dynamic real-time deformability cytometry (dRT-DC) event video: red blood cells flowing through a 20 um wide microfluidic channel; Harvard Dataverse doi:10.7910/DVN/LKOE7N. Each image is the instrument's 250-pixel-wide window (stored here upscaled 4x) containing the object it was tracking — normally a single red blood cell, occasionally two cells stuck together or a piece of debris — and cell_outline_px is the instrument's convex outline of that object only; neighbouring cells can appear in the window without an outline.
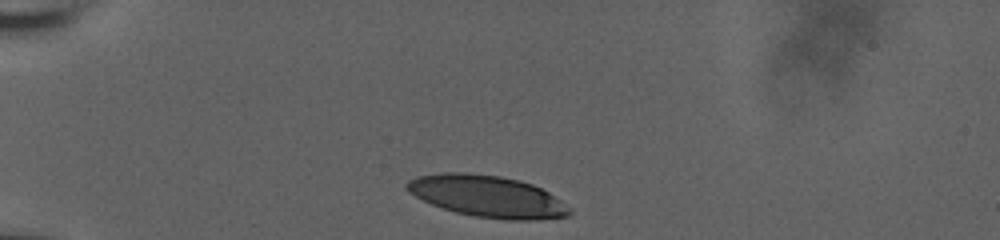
{"species": "human", "species_latin": "Homo sapiens", "temperature_condition": "room temperature", "stored_images_in_passage": 9, "camera_frame_rate_fps": 3000, "um_per_image_px": 0.085, "donor": {"sex": "male"}, "frame": {"image": 1, "passage_image": 1, "time_ms": 0.0, "image_size_px": [1000, 240], "cell_outline_px": [[572, 212], [568, 216], [536, 220], [508, 220], [472, 216], [456, 212], [432, 204], [408, 192], [404, 188], [404, 184], [408, 180], [416, 176], [440, 172], [468, 172], [500, 176], [520, 180], [532, 184], [548, 192], [572, 208]], "centroid_in_image_um": [41.41, 16.68], "position_along_channel_um": 43.6, "area_um2": 39.77}}
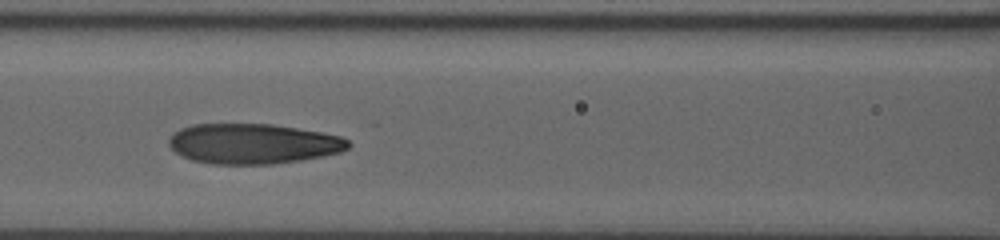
{"frame": {"image": 2, "passage_image": 6, "time_ms": 1.667, "image_size_px": [1000, 240], "cell_outline_px": [[352, 144], [348, 148], [340, 152], [300, 160], [272, 164], [212, 164], [192, 160], [176, 152], [168, 144], [168, 136], [180, 128], [192, 124], [272, 124], [320, 132], [340, 136], [348, 140]], "centroid_in_image_um": [21.48, 12.21], "position_along_channel_um": 145.1, "area_um2": 41.96}}
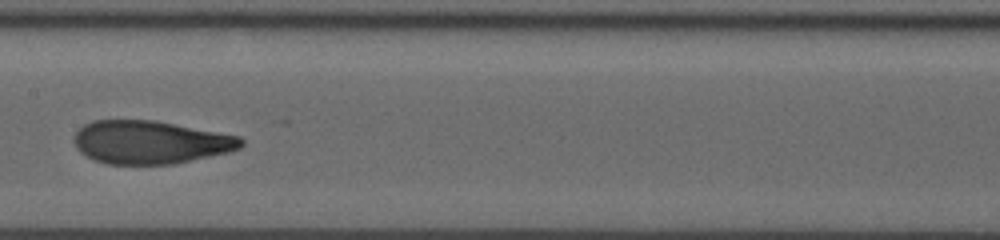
{"frame": {"image": 3, "passage_image": 8, "time_ms": 2.333, "image_size_px": [1000, 240], "cell_outline_px": [[244, 144], [240, 148], [228, 152], [176, 164], [108, 164], [84, 156], [76, 148], [72, 140], [76, 132], [84, 124], [92, 120], [152, 120], [240, 136], [244, 140]], "centroid_in_image_um": [12.75, 12.09], "position_along_channel_um": 194.6, "area_um2": 42.08}}